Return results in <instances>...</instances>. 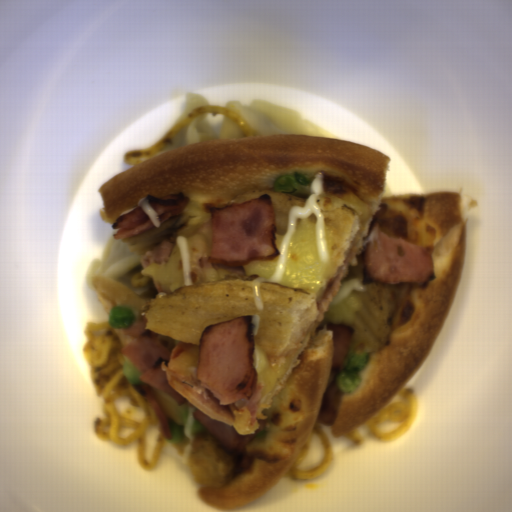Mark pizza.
I'll return each instance as SVG.
<instances>
[{
	"instance_id": "dd6c1bee",
	"label": "pizza",
	"mask_w": 512,
	"mask_h": 512,
	"mask_svg": "<svg viewBox=\"0 0 512 512\" xmlns=\"http://www.w3.org/2000/svg\"><path fill=\"white\" fill-rule=\"evenodd\" d=\"M391 157L365 144L310 134H256L211 139L156 153L98 188L115 218L141 207L154 228L124 245L138 258L163 239L165 263L141 267L155 297L95 274L91 288L106 313L129 305L144 329L170 350L200 346L213 323L249 315L255 322L253 397L229 404L238 435H255L226 452L194 418L188 400L184 438L172 448L200 501L234 510L263 497L303 454L317 424L336 439L372 421L419 370L438 339L467 256V220L459 191L386 193ZM311 179L296 194L273 191L280 174ZM190 201L162 225L146 195ZM271 195L277 212L274 261L209 265V210ZM375 221L389 236L431 248L436 278L428 288L361 280L363 248ZM329 321L355 328L349 352H370L360 386L344 394L332 367Z\"/></svg>"
},
{
	"instance_id": "d2c48207",
	"label": "pizza",
	"mask_w": 512,
	"mask_h": 512,
	"mask_svg": "<svg viewBox=\"0 0 512 512\" xmlns=\"http://www.w3.org/2000/svg\"><path fill=\"white\" fill-rule=\"evenodd\" d=\"M151 393L165 417H172L177 423H181V413L173 397L152 387Z\"/></svg>"
},
{
	"instance_id": "a15fb73a",
	"label": "pizza",
	"mask_w": 512,
	"mask_h": 512,
	"mask_svg": "<svg viewBox=\"0 0 512 512\" xmlns=\"http://www.w3.org/2000/svg\"><path fill=\"white\" fill-rule=\"evenodd\" d=\"M129 392L139 408L142 410V412L147 417L148 421L156 428V430L162 435L160 424L158 419L156 418L155 414L151 410V408L148 406L146 401L143 399V397L138 393V391L130 385V383L127 385Z\"/></svg>"
},
{
	"instance_id": "a6f56289",
	"label": "pizza",
	"mask_w": 512,
	"mask_h": 512,
	"mask_svg": "<svg viewBox=\"0 0 512 512\" xmlns=\"http://www.w3.org/2000/svg\"><path fill=\"white\" fill-rule=\"evenodd\" d=\"M123 330L124 329H115L114 328V331H115L119 341L121 342L122 346L125 347L127 344H129L131 342V340L133 338L124 337Z\"/></svg>"
}]
</instances>
